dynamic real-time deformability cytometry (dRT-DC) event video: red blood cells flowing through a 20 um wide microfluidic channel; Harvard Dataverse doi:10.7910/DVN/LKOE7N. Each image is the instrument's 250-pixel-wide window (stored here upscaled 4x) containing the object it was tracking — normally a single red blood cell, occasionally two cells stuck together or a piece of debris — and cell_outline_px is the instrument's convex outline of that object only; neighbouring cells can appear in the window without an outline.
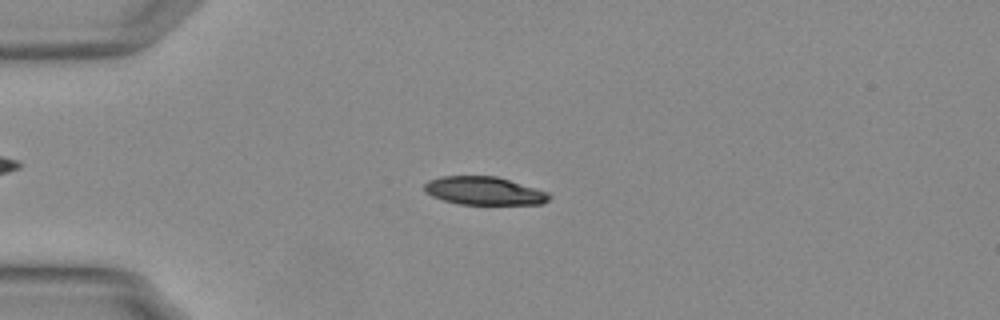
{"species": "Egyptian fruit bat (a non-hibernating species)", "species_latin": "Rousettus aegyptiacus", "temperature_condition": "warm", "stored_images_in_passage": 37, "camera_frame_rate_fps": 3000, "um_per_image_px": 0.085, "animal": {"sex": "female"}, "frame": {"image": 1, "passage_image": 3, "time_ms": 0.667, "image_size_px": [1000, 320], "cell_outline_px": [[552, 196], [548, 200], [540, 204], [460, 204], [444, 200], [432, 196], [424, 192], [424, 184], [428, 180], [440, 176], [496, 176], [548, 192]], "centroid_in_image_um": [41.12, 16.22], "position_along_channel_um": 43.9, "area_um2": 20.4}}
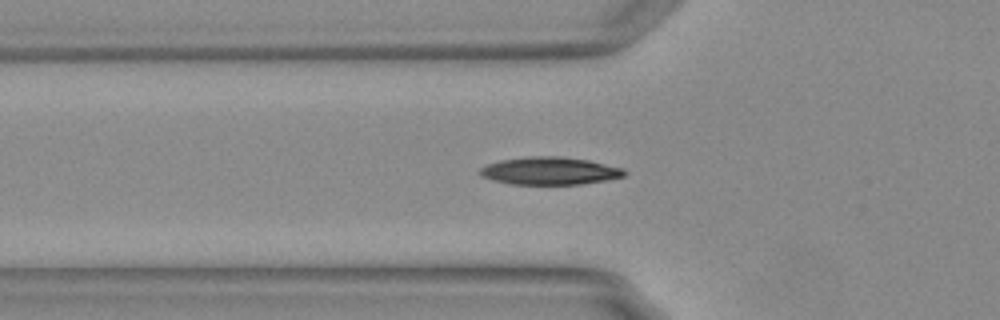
{"frame": {"image": 2, "passage_image": 8, "time_ms": 2.333, "image_size_px": [1000, 320], "cell_outline_px": [[628, 172], [624, 176], [608, 180], [580, 184], [512, 184], [492, 180], [480, 176], [480, 168], [488, 164], [500, 160], [528, 156], [560, 156], [588, 160], [624, 168]], "centroid_in_image_um": [46.75, 14.52], "position_along_channel_um": 79.1, "area_um2": 23.35}}
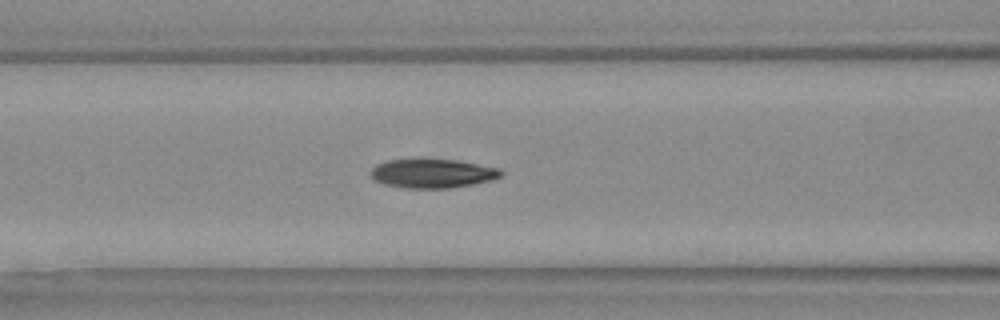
{"frame": {"image": 3, "passage_image": 12, "time_ms": 3.667, "image_size_px": [1000, 320], "cell_outline_px": [[504, 172], [500, 176], [492, 180], [472, 184], [448, 188], [404, 188], [384, 184], [376, 180], [368, 172], [376, 164], [388, 160], [420, 156], [456, 160], [500, 168]], "centroid_in_image_um": [36.72, 14.69], "position_along_channel_um": 129.9, "area_um2": 22.77}, "authors_computed_cell_mechanics": {"area_um2": 22.4264, "velocity_mm_per_s": 3.7564, "shape_relaxation_time_tau1_ms": 7.3657, "shape_relaxation_time_tau2_ms": 2.3998, "deformation_change_tau1": 0.2238, "deformation_change_tau2": 0.0591}}